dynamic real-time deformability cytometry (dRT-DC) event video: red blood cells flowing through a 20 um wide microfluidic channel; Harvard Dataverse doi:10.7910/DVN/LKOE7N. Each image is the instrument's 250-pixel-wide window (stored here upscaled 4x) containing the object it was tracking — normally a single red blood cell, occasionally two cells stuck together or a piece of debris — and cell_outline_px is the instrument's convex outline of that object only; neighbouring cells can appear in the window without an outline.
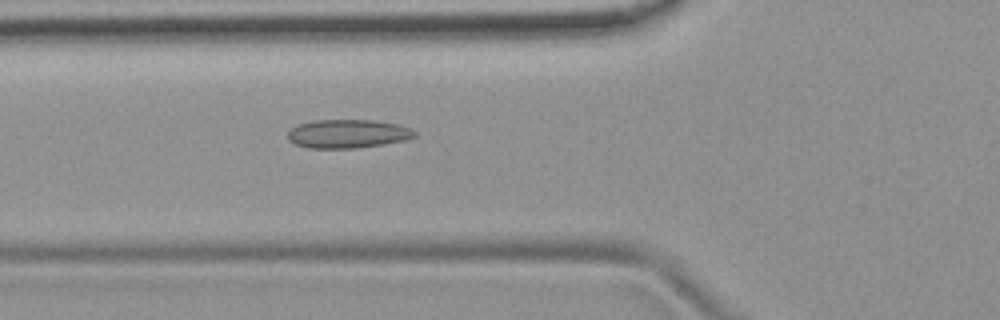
{"species": "common noctule bat (a hibernating species)", "species_latin": "Nyctalus noctula", "temperature_condition": "room temperature", "stored_images_in_passage": 3, "camera_frame_rate_fps": 3000, "um_per_image_px": 0.085, "animal": {"sex": "female", "body_mass_g": 19.9}, "frame": {"image": 1, "passage_image": 2, "time_ms": 1.0, "image_size_px": [1000, 320], "cell_outline_px": [[416, 136], [408, 140], [384, 144], [356, 148], [308, 148], [296, 144], [288, 140], [288, 132], [296, 124], [312, 120], [376, 120], [400, 124], [412, 128], [416, 132]], "centroid_in_image_um": [29.6, 11.36], "position_along_channel_um": 96.2, "area_um2": 21.5}}